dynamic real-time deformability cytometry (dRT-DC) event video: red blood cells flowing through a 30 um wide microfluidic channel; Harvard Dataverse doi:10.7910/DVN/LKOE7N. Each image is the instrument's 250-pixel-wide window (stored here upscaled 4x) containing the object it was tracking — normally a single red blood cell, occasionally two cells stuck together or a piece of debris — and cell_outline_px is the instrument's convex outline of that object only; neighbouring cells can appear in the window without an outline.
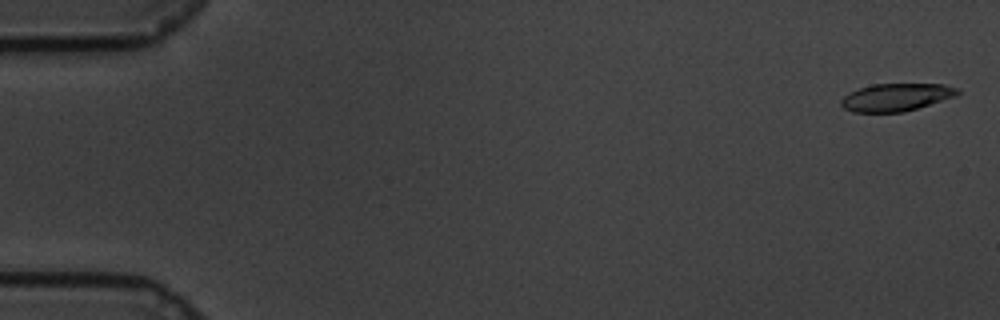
{"species": "common noctule bat (a hibernating species)", "species_latin": "Nyctalus noctula", "temperature_condition": "cold", "stored_images_in_passage": 60, "camera_frame_rate_fps": 3000, "um_per_image_px": 0.085, "animal": {"sex": "male", "body_mass_g": 19.5, "forearm_length_mm": 54.6}, "frame": {"image": 1, "passage_image": 2, "time_ms": 0.333, "image_size_px": [1000, 320], "cell_outline_px": [[960, 92], [956, 96], [904, 112], [852, 112], [844, 108], [840, 104], [840, 100], [848, 92], [872, 84], [944, 84], [960, 88]], "centroid_in_image_um": [76.17, 8.26], "position_along_channel_um": 8.8, "area_um2": 18.84}}
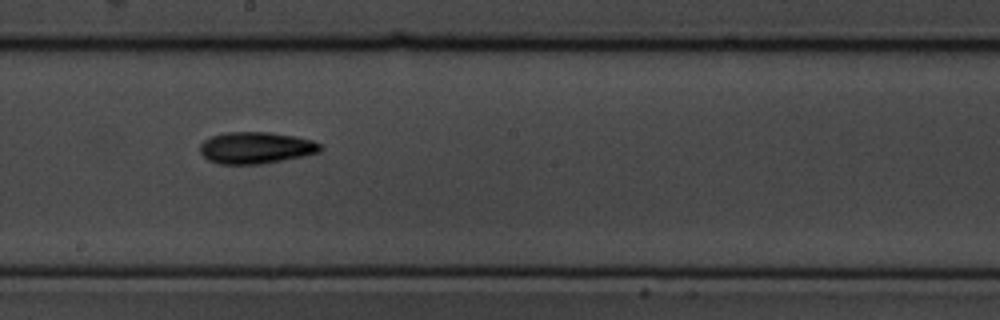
{"frame": {"image": 2, "passage_image": 34, "time_ms": 11.0, "image_size_px": [1000, 320], "cell_outline_px": [[324, 148], [320, 152], [304, 156], [260, 164], [220, 164], [208, 160], [200, 152], [200, 144], [204, 140], [212, 136], [224, 132], [268, 132], [296, 136], [312, 140], [320, 144]], "centroid_in_image_um": [21.76, 12.56], "position_along_channel_um": 226.4, "area_um2": 22.31}}
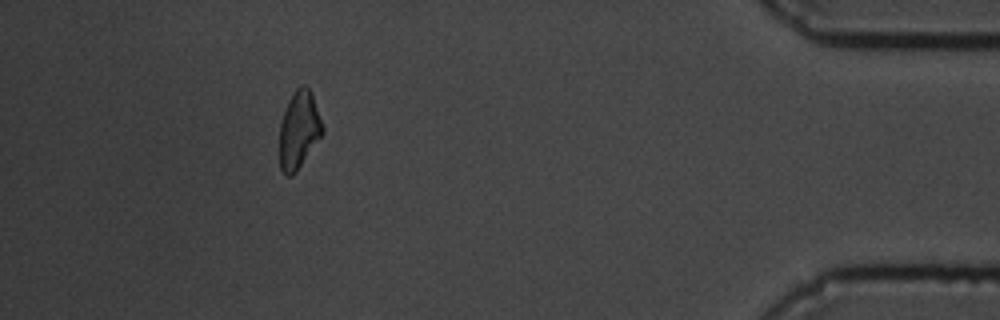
{"frame": {"image": 3, "passage_image": 55, "time_ms": 18.0, "image_size_px": [1000, 320], "cell_outline_px": [[324, 132], [296, 172], [292, 176], [288, 176], [280, 168], [280, 124], [288, 100], [296, 88], [300, 84], [304, 84], [312, 92], [324, 128]], "centroid_in_image_um": [25.42, 11.01], "position_along_channel_um": 409.8, "area_um2": 19.36}, "authors_computed_cell_mechanics": {"area_um2": 20.2589, "velocity_mm_per_s": 3.3655, "shape_relaxation_time_tau1_ms": 3.798, "shape_relaxation_time_tau2_ms": 9.7144, "deformation_change_tau1": 0.1169, "deformation_change_tau2": 0.1873}}